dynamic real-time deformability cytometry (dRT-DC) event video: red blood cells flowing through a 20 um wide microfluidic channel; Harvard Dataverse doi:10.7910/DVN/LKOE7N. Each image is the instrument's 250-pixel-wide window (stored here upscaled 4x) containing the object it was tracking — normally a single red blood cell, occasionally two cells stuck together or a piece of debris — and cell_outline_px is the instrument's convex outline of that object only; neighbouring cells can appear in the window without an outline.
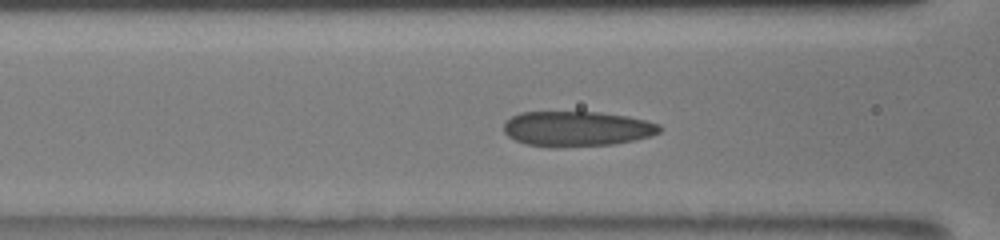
{"species": "human", "species_latin": "Homo sapiens", "temperature_condition": "room temperature", "stored_images_in_passage": 20, "camera_frame_rate_fps": 3000, "um_per_image_px": 0.085, "donor": {"sex": "male"}, "frame": {"image": 1, "passage_image": 12, "time_ms": 5.333, "image_size_px": [1000, 240], "cell_outline_px": [[660, 132], [652, 136], [636, 140], [612, 144], [560, 148], [552, 148], [528, 144], [516, 140], [508, 136], [504, 132], [504, 124], [512, 116], [520, 112], [600, 112], [628, 116], [660, 124]], "centroid_in_image_um": [49.05, 10.95], "position_along_channel_um": 117.6, "area_um2": 32.14}}
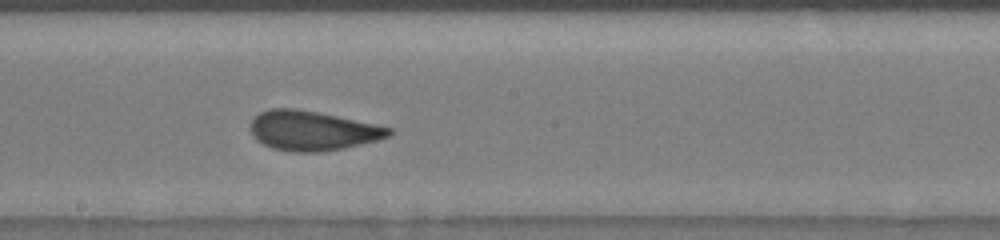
{"frame": {"image": 2, "passage_image": 17, "time_ms": 8.0, "image_size_px": [1000, 240], "cell_outline_px": [[392, 132], [388, 136], [376, 140], [344, 148], [320, 152], [292, 152], [272, 148], [256, 140], [252, 136], [252, 120], [260, 112], [272, 108], [296, 108], [336, 116], [392, 128]], "centroid_in_image_um": [26.52, 11.11], "position_along_channel_um": 221.7, "area_um2": 31.5}}
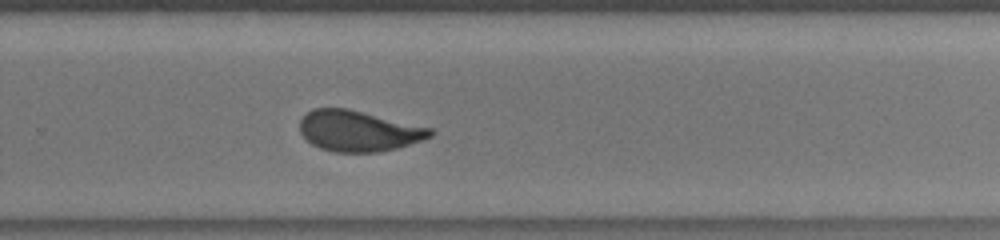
{"frame": {"image": 3, "passage_image": 20, "time_ms": 10.0, "image_size_px": [1000, 240], "cell_outline_px": [[436, 132], [432, 136], [424, 140], [396, 148], [380, 152], [332, 152], [320, 148], [312, 144], [300, 132], [300, 120], [312, 108], [348, 108], [432, 128]], "centroid_in_image_um": [30.5, 11.13], "position_along_channel_um": 299.3, "area_um2": 31.1}}